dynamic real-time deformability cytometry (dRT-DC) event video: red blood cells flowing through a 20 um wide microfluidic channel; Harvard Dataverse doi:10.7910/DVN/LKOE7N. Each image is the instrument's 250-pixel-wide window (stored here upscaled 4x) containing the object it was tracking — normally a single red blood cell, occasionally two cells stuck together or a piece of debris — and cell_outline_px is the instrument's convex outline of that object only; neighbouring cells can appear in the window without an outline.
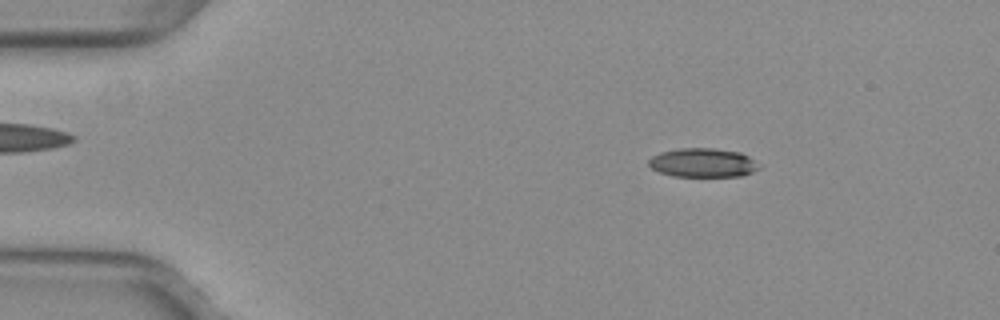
{"species": "common noctule bat (a hibernating species)", "species_latin": "Nyctalus noctula", "temperature_condition": "warm", "stored_images_in_passage": 49, "camera_frame_rate_fps": 3000, "um_per_image_px": 0.085, "animal": {"sex": "female", "body_mass_g": 29.2, "forearm_length_mm": 56.3}, "frame": {"image": 1, "passage_image": 5, "time_ms": 1.333, "image_size_px": [1000, 320], "cell_outline_px": [[760, 168], [744, 176], [672, 176], [660, 172], [652, 168], [648, 164], [648, 160], [652, 156], [660, 152], [680, 148], [712, 148], [740, 152], [748, 156]], "centroid_in_image_um": [59.71, 13.83], "position_along_channel_um": 25.3, "area_um2": 18.5}}
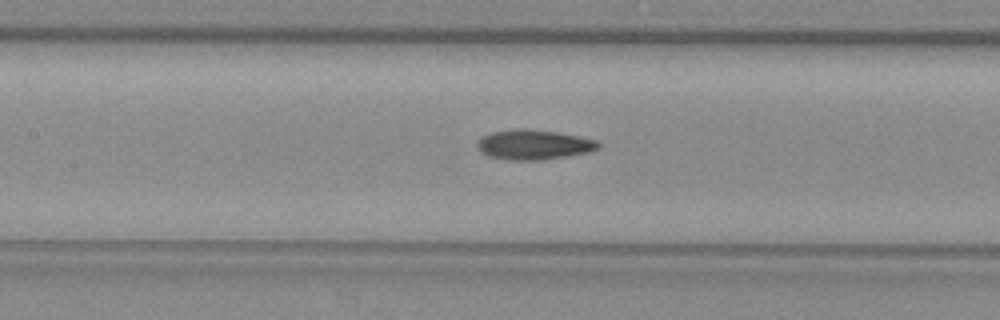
{"frame": {"image": 2, "passage_image": 21, "time_ms": 6.667, "image_size_px": [1000, 320], "cell_outline_px": [[600, 148], [588, 152], [540, 160], [508, 160], [488, 156], [480, 152], [476, 144], [480, 136], [492, 132], [516, 128], [524, 128], [556, 132], [596, 140], [600, 144]], "centroid_in_image_um": [45.3, 12.29], "position_along_channel_um": 162.1, "area_um2": 21.04}}
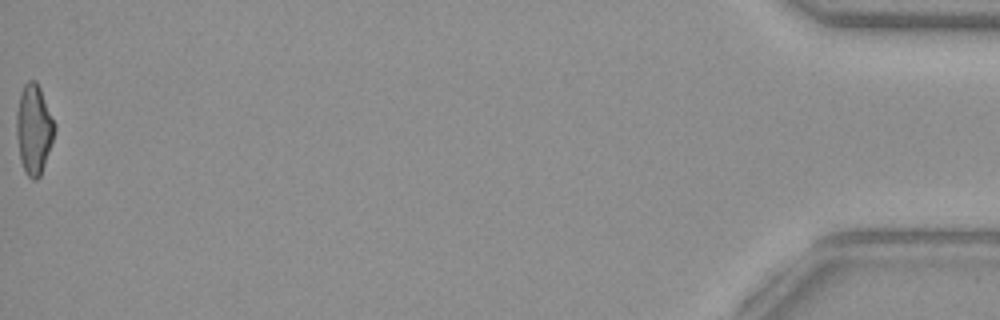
{"frame": {"image": 3, "passage_image": 49, "time_ms": 16.0, "image_size_px": [1000, 320], "cell_outline_px": [[56, 128], [40, 176], [36, 180], [32, 180], [28, 176], [20, 160], [16, 136], [16, 112], [20, 92], [24, 84], [28, 80], [36, 80], [40, 88], [56, 124]], "centroid_in_image_um": [2.86, 10.95], "position_along_channel_um": 432.3, "area_um2": 19.88}, "authors_computed_cell_mechanics": {"area_um2": 19.941, "velocity_mm_per_s": 4.019, "shape_relaxation_time_tau1_ms": null, "shape_relaxation_time_tau2_ms": 2.9016, "deformation_change_tau1": null, "deformation_change_tau2": 0.1077}}